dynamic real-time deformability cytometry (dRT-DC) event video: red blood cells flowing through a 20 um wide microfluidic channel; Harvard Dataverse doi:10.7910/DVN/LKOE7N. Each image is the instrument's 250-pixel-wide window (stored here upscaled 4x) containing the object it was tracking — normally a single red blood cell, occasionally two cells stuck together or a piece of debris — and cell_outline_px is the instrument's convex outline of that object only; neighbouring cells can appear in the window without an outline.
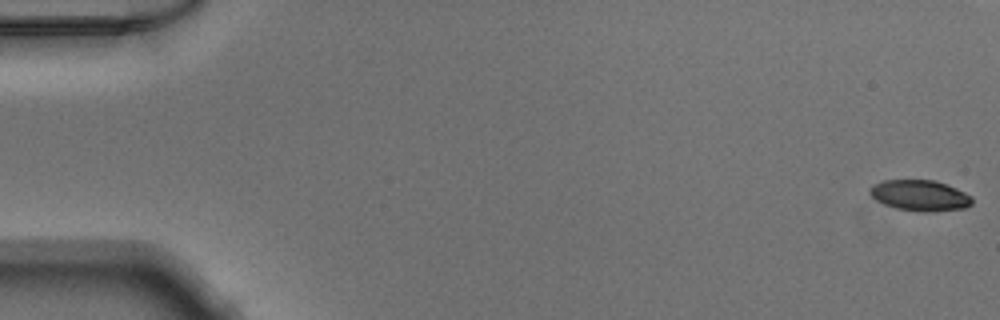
{"species": "Egyptian fruit bat (a non-hibernating species)", "species_latin": "Rousettus aegyptiacus", "temperature_condition": "warm", "stored_images_in_passage": 52, "camera_frame_rate_fps": 3000, "um_per_image_px": 0.085, "animal": {"sex": "male"}, "frame": {"image": 1, "passage_image": 1, "time_ms": 0.0, "image_size_px": [1000, 320], "cell_outline_px": [[972, 204], [964, 208], [932, 212], [924, 212], [896, 208], [884, 204], [876, 200], [868, 192], [868, 188], [872, 184], [884, 180], [936, 180], [956, 188], [972, 196]], "centroid_in_image_um": [78.18, 16.61], "position_along_channel_um": 6.8, "area_um2": 18.5}}
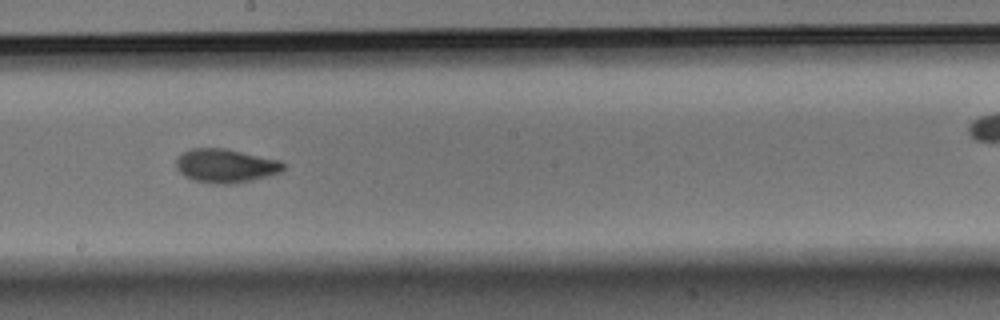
{"frame": {"image": 2, "passage_image": 29, "time_ms": 9.333, "image_size_px": [1000, 320], "cell_outline_px": [[284, 168], [280, 172], [268, 176], [252, 180], [232, 184], [216, 184], [192, 180], [184, 176], [176, 168], [176, 160], [184, 152], [192, 148], [224, 148], [280, 160], [284, 164]], "centroid_in_image_um": [19.17, 14.1], "position_along_channel_um": 229.0, "area_um2": 21.04}}
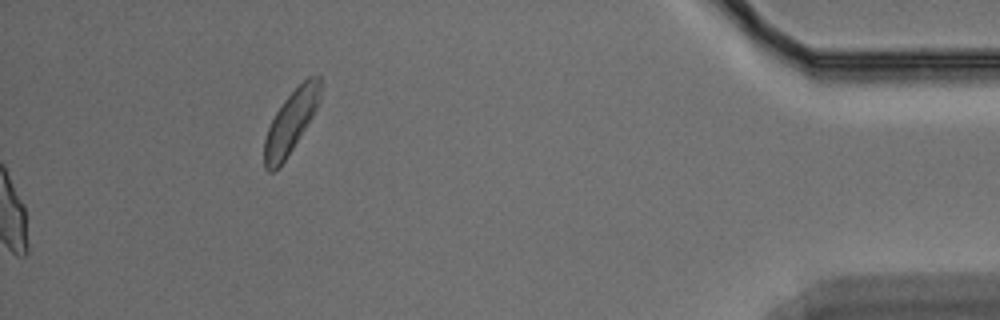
{"frame": {"image": 3, "passage_image": 52, "time_ms": 17.0, "image_size_px": [1000, 320], "cell_outline_px": [[320, 100], [312, 116], [292, 148], [284, 160], [272, 172], [268, 172], [264, 168], [264, 140], [268, 128], [276, 112], [284, 100], [308, 76], [320, 76]], "centroid_in_image_um": [24.7, 10.36], "position_along_channel_um": 410.5, "area_um2": 19.71}}